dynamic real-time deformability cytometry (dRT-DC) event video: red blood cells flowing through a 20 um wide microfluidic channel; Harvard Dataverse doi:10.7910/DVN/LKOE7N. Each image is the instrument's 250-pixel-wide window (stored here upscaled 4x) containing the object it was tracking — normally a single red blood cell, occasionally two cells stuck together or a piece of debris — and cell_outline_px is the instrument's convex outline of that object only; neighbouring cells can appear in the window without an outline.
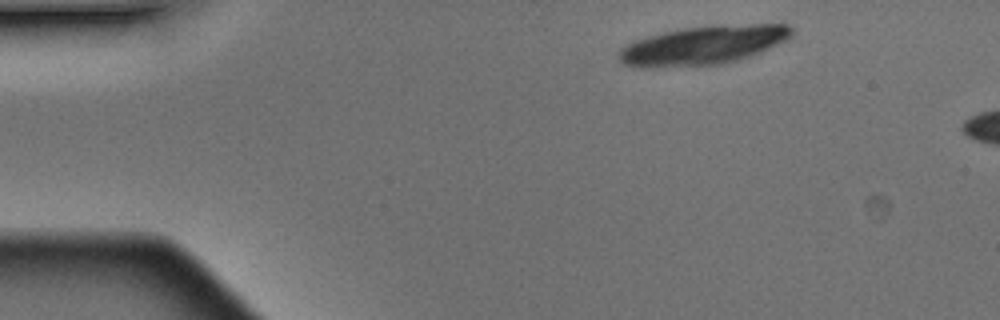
{"species": "Egyptian fruit bat (a non-hibernating species)", "species_latin": "Rousettus aegyptiacus", "temperature_condition": "warm", "stored_images_in_passage": 2, "camera_frame_rate_fps": 3000, "um_per_image_px": 0.085, "animal": {"sex": "male"}, "frame": {"image": 1, "passage_image": 1, "time_ms": 0.0, "image_size_px": [1000, 320], "cell_outline_px": [[792, 36], [760, 52], [740, 60], [720, 64], [624, 64], [620, 60], [620, 48], [632, 40], [664, 32], [684, 28], [720, 24], [788, 24], [792, 28]], "centroid_in_image_um": [59.89, 3.77], "position_along_channel_um": 25.1, "area_um2": 37.63}}